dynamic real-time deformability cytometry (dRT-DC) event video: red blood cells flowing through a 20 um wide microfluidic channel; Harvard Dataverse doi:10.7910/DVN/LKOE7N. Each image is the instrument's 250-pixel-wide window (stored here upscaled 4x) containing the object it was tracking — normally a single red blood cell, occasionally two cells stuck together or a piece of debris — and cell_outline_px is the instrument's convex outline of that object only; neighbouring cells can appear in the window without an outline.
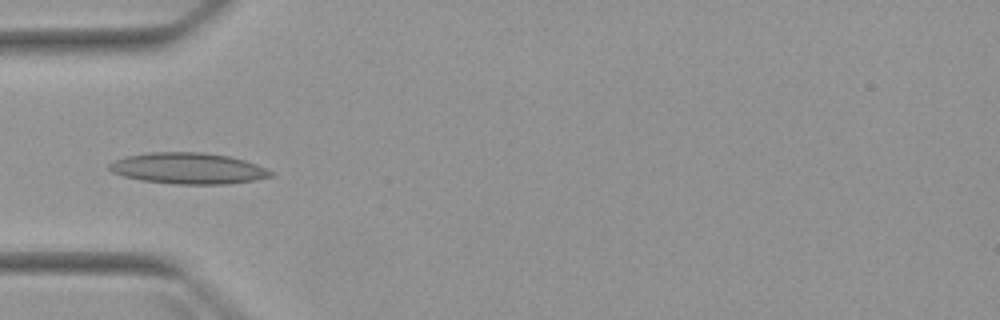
{"species": "Egyptian fruit bat (a non-hibernating species)", "species_latin": "Rousettus aegyptiacus", "temperature_condition": "warm", "stored_images_in_passage": 5, "camera_frame_rate_fps": 3000, "um_per_image_px": 0.085, "animal": {"sex": "female"}, "frame": {"image": 1, "passage_image": 4, "time_ms": 5.0, "image_size_px": [1000, 320], "cell_outline_px": [[276, 172], [272, 176], [252, 180], [228, 184], [176, 184], [140, 180], [124, 176], [112, 172], [108, 168], [108, 164], [124, 156], [148, 152], [204, 152], [228, 156], [244, 160], [256, 164]], "centroid_in_image_um": [15.99, 14.3], "position_along_channel_um": 69.0, "area_um2": 29.36}}
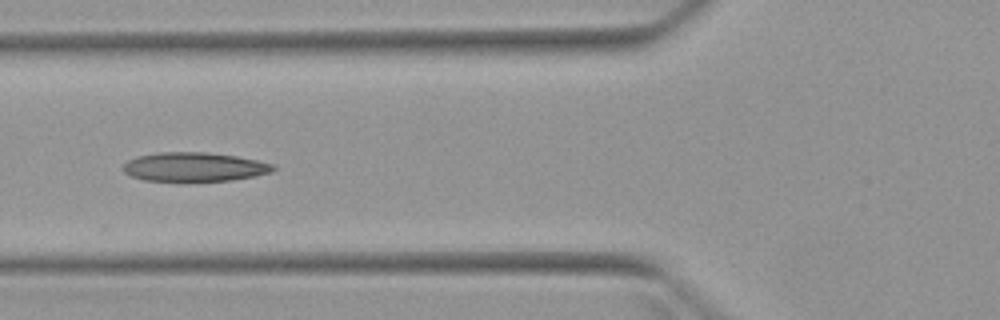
{"frame": {"image": 2, "passage_image": 5, "time_ms": 6.0, "image_size_px": [1000, 320], "cell_outline_px": [[276, 168], [272, 172], [256, 176], [232, 180], [144, 180], [132, 176], [124, 172], [120, 168], [128, 160], [136, 156], [156, 152], [208, 152], [236, 156], [276, 164]], "centroid_in_image_um": [16.52, 14.17], "position_along_channel_um": 109.3, "area_um2": 25.37}}